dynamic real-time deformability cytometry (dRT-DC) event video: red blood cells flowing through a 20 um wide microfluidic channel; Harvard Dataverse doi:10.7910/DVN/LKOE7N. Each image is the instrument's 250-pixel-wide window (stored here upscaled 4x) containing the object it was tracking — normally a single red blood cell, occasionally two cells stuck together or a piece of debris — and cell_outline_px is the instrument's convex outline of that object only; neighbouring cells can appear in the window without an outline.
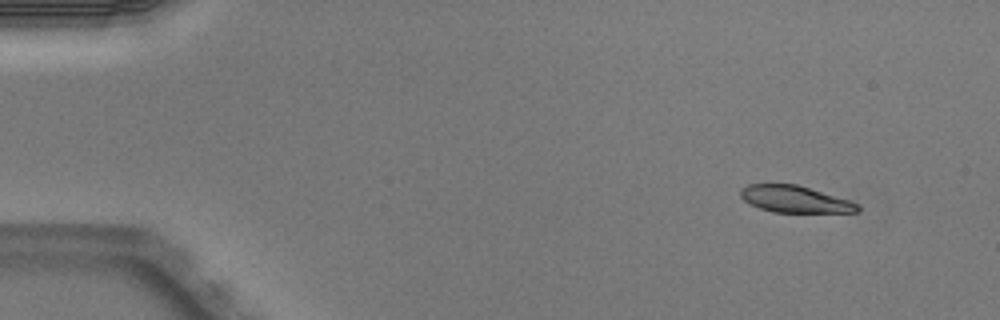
{"species": "Egyptian fruit bat (a non-hibernating species)", "species_latin": "Rousettus aegyptiacus", "temperature_condition": "warm", "stored_images_in_passage": 4, "camera_frame_rate_fps": 3000, "um_per_image_px": 0.085, "animal": {"sex": "male"}, "frame": {"image": 1, "passage_image": 1, "time_ms": 0.0, "image_size_px": [1000, 320], "cell_outline_px": [[860, 212], [772, 212], [748, 204], [740, 196], [740, 188], [748, 184], [796, 184], [848, 200], [860, 204]], "centroid_in_image_um": [67.53, 16.93], "position_along_channel_um": 17.5, "area_um2": 18.21}}